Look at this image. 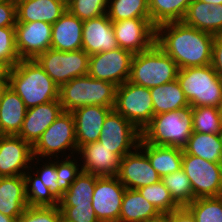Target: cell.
Wrapping results in <instances>:
<instances>
[{
	"instance_id": "cell-1",
	"label": "cell",
	"mask_w": 222,
	"mask_h": 222,
	"mask_svg": "<svg viewBox=\"0 0 222 222\" xmlns=\"http://www.w3.org/2000/svg\"><path fill=\"white\" fill-rule=\"evenodd\" d=\"M213 38L211 33L177 21L156 27L155 44L184 69L211 64Z\"/></svg>"
},
{
	"instance_id": "cell-2",
	"label": "cell",
	"mask_w": 222,
	"mask_h": 222,
	"mask_svg": "<svg viewBox=\"0 0 222 222\" xmlns=\"http://www.w3.org/2000/svg\"><path fill=\"white\" fill-rule=\"evenodd\" d=\"M8 86L31 108L59 100V87L34 60H20L10 69Z\"/></svg>"
},
{
	"instance_id": "cell-3",
	"label": "cell",
	"mask_w": 222,
	"mask_h": 222,
	"mask_svg": "<svg viewBox=\"0 0 222 222\" xmlns=\"http://www.w3.org/2000/svg\"><path fill=\"white\" fill-rule=\"evenodd\" d=\"M117 85L84 75L59 87V102L63 111L73 112L83 106L114 107Z\"/></svg>"
},
{
	"instance_id": "cell-4",
	"label": "cell",
	"mask_w": 222,
	"mask_h": 222,
	"mask_svg": "<svg viewBox=\"0 0 222 222\" xmlns=\"http://www.w3.org/2000/svg\"><path fill=\"white\" fill-rule=\"evenodd\" d=\"M192 107L156 114L141 132V138L148 144L183 149L191 134Z\"/></svg>"
},
{
	"instance_id": "cell-5",
	"label": "cell",
	"mask_w": 222,
	"mask_h": 222,
	"mask_svg": "<svg viewBox=\"0 0 222 222\" xmlns=\"http://www.w3.org/2000/svg\"><path fill=\"white\" fill-rule=\"evenodd\" d=\"M177 63L159 46L154 44L150 49L133 55L128 81L152 88L177 79Z\"/></svg>"
},
{
	"instance_id": "cell-6",
	"label": "cell",
	"mask_w": 222,
	"mask_h": 222,
	"mask_svg": "<svg viewBox=\"0 0 222 222\" xmlns=\"http://www.w3.org/2000/svg\"><path fill=\"white\" fill-rule=\"evenodd\" d=\"M177 80L191 107L219 108L222 100V79L211 64L179 69Z\"/></svg>"
},
{
	"instance_id": "cell-7",
	"label": "cell",
	"mask_w": 222,
	"mask_h": 222,
	"mask_svg": "<svg viewBox=\"0 0 222 222\" xmlns=\"http://www.w3.org/2000/svg\"><path fill=\"white\" fill-rule=\"evenodd\" d=\"M33 156L39 161L46 157L59 159V153L70 151L78 152L75 120L72 112L62 111L56 120L43 132L41 137L32 146ZM72 150V151H71ZM52 156V157H51Z\"/></svg>"
},
{
	"instance_id": "cell-8",
	"label": "cell",
	"mask_w": 222,
	"mask_h": 222,
	"mask_svg": "<svg viewBox=\"0 0 222 222\" xmlns=\"http://www.w3.org/2000/svg\"><path fill=\"white\" fill-rule=\"evenodd\" d=\"M113 109L142 132L153 117V103L149 88L127 80L117 86Z\"/></svg>"
},
{
	"instance_id": "cell-9",
	"label": "cell",
	"mask_w": 222,
	"mask_h": 222,
	"mask_svg": "<svg viewBox=\"0 0 222 222\" xmlns=\"http://www.w3.org/2000/svg\"><path fill=\"white\" fill-rule=\"evenodd\" d=\"M35 60L58 87L88 74L89 55L83 49L65 52L50 48Z\"/></svg>"
},
{
	"instance_id": "cell-10",
	"label": "cell",
	"mask_w": 222,
	"mask_h": 222,
	"mask_svg": "<svg viewBox=\"0 0 222 222\" xmlns=\"http://www.w3.org/2000/svg\"><path fill=\"white\" fill-rule=\"evenodd\" d=\"M182 169L190 180L194 198L222 196V167L183 151Z\"/></svg>"
},
{
	"instance_id": "cell-11",
	"label": "cell",
	"mask_w": 222,
	"mask_h": 222,
	"mask_svg": "<svg viewBox=\"0 0 222 222\" xmlns=\"http://www.w3.org/2000/svg\"><path fill=\"white\" fill-rule=\"evenodd\" d=\"M140 138L141 132L113 109L105 118L98 141L121 159L138 146Z\"/></svg>"
},
{
	"instance_id": "cell-12",
	"label": "cell",
	"mask_w": 222,
	"mask_h": 222,
	"mask_svg": "<svg viewBox=\"0 0 222 222\" xmlns=\"http://www.w3.org/2000/svg\"><path fill=\"white\" fill-rule=\"evenodd\" d=\"M133 55L120 47L90 55L88 75L119 86L129 79Z\"/></svg>"
},
{
	"instance_id": "cell-13",
	"label": "cell",
	"mask_w": 222,
	"mask_h": 222,
	"mask_svg": "<svg viewBox=\"0 0 222 222\" xmlns=\"http://www.w3.org/2000/svg\"><path fill=\"white\" fill-rule=\"evenodd\" d=\"M118 47L137 54L147 51L155 44L156 27L150 18H132L112 21Z\"/></svg>"
},
{
	"instance_id": "cell-14",
	"label": "cell",
	"mask_w": 222,
	"mask_h": 222,
	"mask_svg": "<svg viewBox=\"0 0 222 222\" xmlns=\"http://www.w3.org/2000/svg\"><path fill=\"white\" fill-rule=\"evenodd\" d=\"M126 187L117 176L97 177L92 206L99 222H118Z\"/></svg>"
},
{
	"instance_id": "cell-15",
	"label": "cell",
	"mask_w": 222,
	"mask_h": 222,
	"mask_svg": "<svg viewBox=\"0 0 222 222\" xmlns=\"http://www.w3.org/2000/svg\"><path fill=\"white\" fill-rule=\"evenodd\" d=\"M35 159L32 145L21 137L0 135V177L24 175L26 170L32 172L31 163Z\"/></svg>"
},
{
	"instance_id": "cell-16",
	"label": "cell",
	"mask_w": 222,
	"mask_h": 222,
	"mask_svg": "<svg viewBox=\"0 0 222 222\" xmlns=\"http://www.w3.org/2000/svg\"><path fill=\"white\" fill-rule=\"evenodd\" d=\"M15 39L20 60H34L51 48L52 24L42 21L16 23Z\"/></svg>"
},
{
	"instance_id": "cell-17",
	"label": "cell",
	"mask_w": 222,
	"mask_h": 222,
	"mask_svg": "<svg viewBox=\"0 0 222 222\" xmlns=\"http://www.w3.org/2000/svg\"><path fill=\"white\" fill-rule=\"evenodd\" d=\"M117 178L126 189L142 188L161 180L146 153L139 146L120 159Z\"/></svg>"
},
{
	"instance_id": "cell-18",
	"label": "cell",
	"mask_w": 222,
	"mask_h": 222,
	"mask_svg": "<svg viewBox=\"0 0 222 222\" xmlns=\"http://www.w3.org/2000/svg\"><path fill=\"white\" fill-rule=\"evenodd\" d=\"M118 48L112 21L107 14L83 22L82 49L90 56Z\"/></svg>"
},
{
	"instance_id": "cell-19",
	"label": "cell",
	"mask_w": 222,
	"mask_h": 222,
	"mask_svg": "<svg viewBox=\"0 0 222 222\" xmlns=\"http://www.w3.org/2000/svg\"><path fill=\"white\" fill-rule=\"evenodd\" d=\"M83 164L81 169L85 173L98 177L117 176L120 158L99 141L91 142L78 149Z\"/></svg>"
},
{
	"instance_id": "cell-20",
	"label": "cell",
	"mask_w": 222,
	"mask_h": 222,
	"mask_svg": "<svg viewBox=\"0 0 222 222\" xmlns=\"http://www.w3.org/2000/svg\"><path fill=\"white\" fill-rule=\"evenodd\" d=\"M62 111L59 100L28 108L18 136L33 146Z\"/></svg>"
},
{
	"instance_id": "cell-21",
	"label": "cell",
	"mask_w": 222,
	"mask_h": 222,
	"mask_svg": "<svg viewBox=\"0 0 222 222\" xmlns=\"http://www.w3.org/2000/svg\"><path fill=\"white\" fill-rule=\"evenodd\" d=\"M113 108L91 105L80 107L72 112L75 120L78 149L83 145L99 140L105 118Z\"/></svg>"
},
{
	"instance_id": "cell-22",
	"label": "cell",
	"mask_w": 222,
	"mask_h": 222,
	"mask_svg": "<svg viewBox=\"0 0 222 222\" xmlns=\"http://www.w3.org/2000/svg\"><path fill=\"white\" fill-rule=\"evenodd\" d=\"M16 23L42 21L54 24L67 10L62 0H15Z\"/></svg>"
},
{
	"instance_id": "cell-23",
	"label": "cell",
	"mask_w": 222,
	"mask_h": 222,
	"mask_svg": "<svg viewBox=\"0 0 222 222\" xmlns=\"http://www.w3.org/2000/svg\"><path fill=\"white\" fill-rule=\"evenodd\" d=\"M83 22L66 10L52 24L51 49L65 52L81 50Z\"/></svg>"
},
{
	"instance_id": "cell-24",
	"label": "cell",
	"mask_w": 222,
	"mask_h": 222,
	"mask_svg": "<svg viewBox=\"0 0 222 222\" xmlns=\"http://www.w3.org/2000/svg\"><path fill=\"white\" fill-rule=\"evenodd\" d=\"M27 207L24 175L0 177V212L19 218Z\"/></svg>"
},
{
	"instance_id": "cell-25",
	"label": "cell",
	"mask_w": 222,
	"mask_h": 222,
	"mask_svg": "<svg viewBox=\"0 0 222 222\" xmlns=\"http://www.w3.org/2000/svg\"><path fill=\"white\" fill-rule=\"evenodd\" d=\"M26 110L19 95L9 86L5 87L0 98V135H18Z\"/></svg>"
},
{
	"instance_id": "cell-26",
	"label": "cell",
	"mask_w": 222,
	"mask_h": 222,
	"mask_svg": "<svg viewBox=\"0 0 222 222\" xmlns=\"http://www.w3.org/2000/svg\"><path fill=\"white\" fill-rule=\"evenodd\" d=\"M138 146L146 153L151 166L161 178L182 168L183 149L148 144L142 138Z\"/></svg>"
},
{
	"instance_id": "cell-27",
	"label": "cell",
	"mask_w": 222,
	"mask_h": 222,
	"mask_svg": "<svg viewBox=\"0 0 222 222\" xmlns=\"http://www.w3.org/2000/svg\"><path fill=\"white\" fill-rule=\"evenodd\" d=\"M149 90L152 96L153 116L190 106L177 79Z\"/></svg>"
},
{
	"instance_id": "cell-28",
	"label": "cell",
	"mask_w": 222,
	"mask_h": 222,
	"mask_svg": "<svg viewBox=\"0 0 222 222\" xmlns=\"http://www.w3.org/2000/svg\"><path fill=\"white\" fill-rule=\"evenodd\" d=\"M159 213L137 189H126L118 222H148Z\"/></svg>"
},
{
	"instance_id": "cell-29",
	"label": "cell",
	"mask_w": 222,
	"mask_h": 222,
	"mask_svg": "<svg viewBox=\"0 0 222 222\" xmlns=\"http://www.w3.org/2000/svg\"><path fill=\"white\" fill-rule=\"evenodd\" d=\"M183 151L213 163H220L222 135L193 132Z\"/></svg>"
},
{
	"instance_id": "cell-30",
	"label": "cell",
	"mask_w": 222,
	"mask_h": 222,
	"mask_svg": "<svg viewBox=\"0 0 222 222\" xmlns=\"http://www.w3.org/2000/svg\"><path fill=\"white\" fill-rule=\"evenodd\" d=\"M193 0H149L151 23L157 27L168 22L182 21Z\"/></svg>"
},
{
	"instance_id": "cell-31",
	"label": "cell",
	"mask_w": 222,
	"mask_h": 222,
	"mask_svg": "<svg viewBox=\"0 0 222 222\" xmlns=\"http://www.w3.org/2000/svg\"><path fill=\"white\" fill-rule=\"evenodd\" d=\"M97 177L98 176L94 174L81 171L70 188L59 199V206H75V204L92 203Z\"/></svg>"
},
{
	"instance_id": "cell-32",
	"label": "cell",
	"mask_w": 222,
	"mask_h": 222,
	"mask_svg": "<svg viewBox=\"0 0 222 222\" xmlns=\"http://www.w3.org/2000/svg\"><path fill=\"white\" fill-rule=\"evenodd\" d=\"M107 15L111 21L150 18L149 0H108ZM110 4V5H109Z\"/></svg>"
},
{
	"instance_id": "cell-33",
	"label": "cell",
	"mask_w": 222,
	"mask_h": 222,
	"mask_svg": "<svg viewBox=\"0 0 222 222\" xmlns=\"http://www.w3.org/2000/svg\"><path fill=\"white\" fill-rule=\"evenodd\" d=\"M193 132L222 135V114L219 108L192 107Z\"/></svg>"
},
{
	"instance_id": "cell-34",
	"label": "cell",
	"mask_w": 222,
	"mask_h": 222,
	"mask_svg": "<svg viewBox=\"0 0 222 222\" xmlns=\"http://www.w3.org/2000/svg\"><path fill=\"white\" fill-rule=\"evenodd\" d=\"M161 181L180 207L187 206L195 200L190 180L182 168L179 171L165 175L161 178Z\"/></svg>"
},
{
	"instance_id": "cell-35",
	"label": "cell",
	"mask_w": 222,
	"mask_h": 222,
	"mask_svg": "<svg viewBox=\"0 0 222 222\" xmlns=\"http://www.w3.org/2000/svg\"><path fill=\"white\" fill-rule=\"evenodd\" d=\"M34 172L33 175L29 171L24 173L28 206H59V199Z\"/></svg>"
},
{
	"instance_id": "cell-36",
	"label": "cell",
	"mask_w": 222,
	"mask_h": 222,
	"mask_svg": "<svg viewBox=\"0 0 222 222\" xmlns=\"http://www.w3.org/2000/svg\"><path fill=\"white\" fill-rule=\"evenodd\" d=\"M186 207L197 222H222V196L196 198Z\"/></svg>"
},
{
	"instance_id": "cell-37",
	"label": "cell",
	"mask_w": 222,
	"mask_h": 222,
	"mask_svg": "<svg viewBox=\"0 0 222 222\" xmlns=\"http://www.w3.org/2000/svg\"><path fill=\"white\" fill-rule=\"evenodd\" d=\"M140 194L151 204H153L159 212H171L180 206L173 200L169 190L160 180L157 183L138 188Z\"/></svg>"
},
{
	"instance_id": "cell-38",
	"label": "cell",
	"mask_w": 222,
	"mask_h": 222,
	"mask_svg": "<svg viewBox=\"0 0 222 222\" xmlns=\"http://www.w3.org/2000/svg\"><path fill=\"white\" fill-rule=\"evenodd\" d=\"M209 7L210 4L208 3L193 0L187 8L182 22L200 31L211 33V11Z\"/></svg>"
},
{
	"instance_id": "cell-39",
	"label": "cell",
	"mask_w": 222,
	"mask_h": 222,
	"mask_svg": "<svg viewBox=\"0 0 222 222\" xmlns=\"http://www.w3.org/2000/svg\"><path fill=\"white\" fill-rule=\"evenodd\" d=\"M108 0H71L67 10L80 20L85 21L107 13Z\"/></svg>"
},
{
	"instance_id": "cell-40",
	"label": "cell",
	"mask_w": 222,
	"mask_h": 222,
	"mask_svg": "<svg viewBox=\"0 0 222 222\" xmlns=\"http://www.w3.org/2000/svg\"><path fill=\"white\" fill-rule=\"evenodd\" d=\"M20 61L16 48L15 27H0V62L10 68Z\"/></svg>"
},
{
	"instance_id": "cell-41",
	"label": "cell",
	"mask_w": 222,
	"mask_h": 222,
	"mask_svg": "<svg viewBox=\"0 0 222 222\" xmlns=\"http://www.w3.org/2000/svg\"><path fill=\"white\" fill-rule=\"evenodd\" d=\"M62 213L59 206H28L17 222H60Z\"/></svg>"
},
{
	"instance_id": "cell-42",
	"label": "cell",
	"mask_w": 222,
	"mask_h": 222,
	"mask_svg": "<svg viewBox=\"0 0 222 222\" xmlns=\"http://www.w3.org/2000/svg\"><path fill=\"white\" fill-rule=\"evenodd\" d=\"M71 155H66L65 158L56 161V171L58 174L57 184L59 188L65 193L71 186V184L76 180V177L81 173L82 169L78 168L81 167L77 164L78 162L75 161L73 156L72 160ZM63 160V161H62ZM74 161V162H73Z\"/></svg>"
},
{
	"instance_id": "cell-43",
	"label": "cell",
	"mask_w": 222,
	"mask_h": 222,
	"mask_svg": "<svg viewBox=\"0 0 222 222\" xmlns=\"http://www.w3.org/2000/svg\"><path fill=\"white\" fill-rule=\"evenodd\" d=\"M65 222H99L92 203L59 206Z\"/></svg>"
},
{
	"instance_id": "cell-44",
	"label": "cell",
	"mask_w": 222,
	"mask_h": 222,
	"mask_svg": "<svg viewBox=\"0 0 222 222\" xmlns=\"http://www.w3.org/2000/svg\"><path fill=\"white\" fill-rule=\"evenodd\" d=\"M49 161L45 162L43 167L40 166L41 169L38 167L35 168L34 170H37L34 174H36L42 180V183L48 187L58 199H60L64 195V192L59 188V185L56 182L58 179L56 162L50 159Z\"/></svg>"
},
{
	"instance_id": "cell-45",
	"label": "cell",
	"mask_w": 222,
	"mask_h": 222,
	"mask_svg": "<svg viewBox=\"0 0 222 222\" xmlns=\"http://www.w3.org/2000/svg\"><path fill=\"white\" fill-rule=\"evenodd\" d=\"M16 22V1L2 0L0 2V27H15Z\"/></svg>"
},
{
	"instance_id": "cell-46",
	"label": "cell",
	"mask_w": 222,
	"mask_h": 222,
	"mask_svg": "<svg viewBox=\"0 0 222 222\" xmlns=\"http://www.w3.org/2000/svg\"><path fill=\"white\" fill-rule=\"evenodd\" d=\"M211 65L215 72L222 79V33L214 35Z\"/></svg>"
},
{
	"instance_id": "cell-47",
	"label": "cell",
	"mask_w": 222,
	"mask_h": 222,
	"mask_svg": "<svg viewBox=\"0 0 222 222\" xmlns=\"http://www.w3.org/2000/svg\"><path fill=\"white\" fill-rule=\"evenodd\" d=\"M211 11V34L222 33V4L213 5L209 7Z\"/></svg>"
},
{
	"instance_id": "cell-48",
	"label": "cell",
	"mask_w": 222,
	"mask_h": 222,
	"mask_svg": "<svg viewBox=\"0 0 222 222\" xmlns=\"http://www.w3.org/2000/svg\"><path fill=\"white\" fill-rule=\"evenodd\" d=\"M171 222H197L191 211L182 206L171 211Z\"/></svg>"
},
{
	"instance_id": "cell-49",
	"label": "cell",
	"mask_w": 222,
	"mask_h": 222,
	"mask_svg": "<svg viewBox=\"0 0 222 222\" xmlns=\"http://www.w3.org/2000/svg\"><path fill=\"white\" fill-rule=\"evenodd\" d=\"M10 67L0 62V86H8Z\"/></svg>"
},
{
	"instance_id": "cell-50",
	"label": "cell",
	"mask_w": 222,
	"mask_h": 222,
	"mask_svg": "<svg viewBox=\"0 0 222 222\" xmlns=\"http://www.w3.org/2000/svg\"><path fill=\"white\" fill-rule=\"evenodd\" d=\"M148 222H171V212H160L157 216H154Z\"/></svg>"
},
{
	"instance_id": "cell-51",
	"label": "cell",
	"mask_w": 222,
	"mask_h": 222,
	"mask_svg": "<svg viewBox=\"0 0 222 222\" xmlns=\"http://www.w3.org/2000/svg\"><path fill=\"white\" fill-rule=\"evenodd\" d=\"M18 218L6 216L0 212V222H17Z\"/></svg>"
},
{
	"instance_id": "cell-52",
	"label": "cell",
	"mask_w": 222,
	"mask_h": 222,
	"mask_svg": "<svg viewBox=\"0 0 222 222\" xmlns=\"http://www.w3.org/2000/svg\"><path fill=\"white\" fill-rule=\"evenodd\" d=\"M204 3L213 4V5H219L222 4V0H200Z\"/></svg>"
},
{
	"instance_id": "cell-53",
	"label": "cell",
	"mask_w": 222,
	"mask_h": 222,
	"mask_svg": "<svg viewBox=\"0 0 222 222\" xmlns=\"http://www.w3.org/2000/svg\"><path fill=\"white\" fill-rule=\"evenodd\" d=\"M5 87H7V86H0V98H1L2 92L4 91Z\"/></svg>"
},
{
	"instance_id": "cell-54",
	"label": "cell",
	"mask_w": 222,
	"mask_h": 222,
	"mask_svg": "<svg viewBox=\"0 0 222 222\" xmlns=\"http://www.w3.org/2000/svg\"><path fill=\"white\" fill-rule=\"evenodd\" d=\"M219 110H220V112H221V114H222V100H221V104H220V106H219Z\"/></svg>"
},
{
	"instance_id": "cell-55",
	"label": "cell",
	"mask_w": 222,
	"mask_h": 222,
	"mask_svg": "<svg viewBox=\"0 0 222 222\" xmlns=\"http://www.w3.org/2000/svg\"><path fill=\"white\" fill-rule=\"evenodd\" d=\"M220 165L222 167V151H221Z\"/></svg>"
},
{
	"instance_id": "cell-56",
	"label": "cell",
	"mask_w": 222,
	"mask_h": 222,
	"mask_svg": "<svg viewBox=\"0 0 222 222\" xmlns=\"http://www.w3.org/2000/svg\"><path fill=\"white\" fill-rule=\"evenodd\" d=\"M64 1L66 4H68L71 0H62Z\"/></svg>"
}]
</instances>
